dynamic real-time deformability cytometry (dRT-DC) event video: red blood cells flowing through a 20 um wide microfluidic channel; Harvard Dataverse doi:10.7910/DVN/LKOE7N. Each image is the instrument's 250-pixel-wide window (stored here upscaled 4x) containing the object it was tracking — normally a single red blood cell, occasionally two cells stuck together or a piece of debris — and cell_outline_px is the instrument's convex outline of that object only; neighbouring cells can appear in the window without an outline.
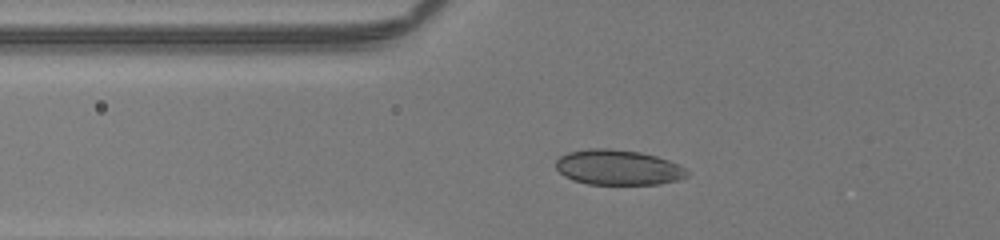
{"species": "human", "species_latin": "Homo sapiens", "temperature_condition": "room temperature", "stored_images_in_passage": 36, "camera_frame_rate_fps": 3000, "um_per_image_px": 0.085, "donor": {"sex": "male"}, "frame": {"image": 1, "passage_image": 6, "time_ms": 1.667, "image_size_px": [1000, 240], "cell_outline_px": [[688, 176], [676, 180], [656, 184], [588, 184], [572, 180], [564, 176], [556, 168], [556, 160], [560, 156], [568, 152], [588, 148], [608, 148], [640, 152], [656, 156], [668, 160], [684, 168], [688, 172]], "centroid_in_image_um": [52.49, 14.22], "position_along_channel_um": 73.3, "area_um2": 26.82}}
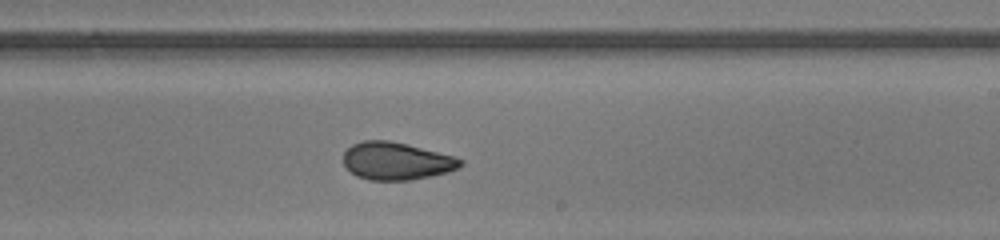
{"frame": {"image": 2, "passage_image": 20, "time_ms": 6.333, "image_size_px": [1000, 240], "cell_outline_px": [[464, 164], [448, 172], [432, 176], [408, 180], [368, 180], [356, 176], [344, 164], [344, 152], [352, 144], [364, 140], [388, 140], [408, 144], [452, 156], [464, 160]], "centroid_in_image_um": [33.69, 13.69], "position_along_channel_um": 255.3, "area_um2": 25.55}}
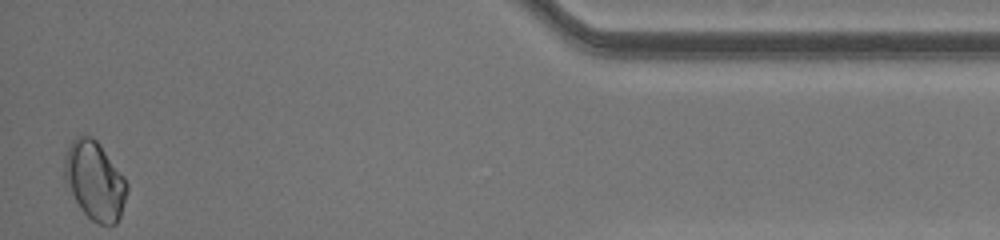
{"frame": {"image": 3, "passage_image": 36, "time_ms": 11.667, "image_size_px": [1000, 240], "cell_outline_px": [[128, 188], [120, 216], [116, 224], [100, 224], [92, 220], [80, 208], [64, 176], [64, 160], [68, 148], [72, 140], [76, 136], [84, 132], [92, 136], [100, 144], [124, 176], [128, 184]], "centroid_in_image_um": [8.07, 15.3], "position_along_channel_um": 427.1, "area_um2": 28.38}}